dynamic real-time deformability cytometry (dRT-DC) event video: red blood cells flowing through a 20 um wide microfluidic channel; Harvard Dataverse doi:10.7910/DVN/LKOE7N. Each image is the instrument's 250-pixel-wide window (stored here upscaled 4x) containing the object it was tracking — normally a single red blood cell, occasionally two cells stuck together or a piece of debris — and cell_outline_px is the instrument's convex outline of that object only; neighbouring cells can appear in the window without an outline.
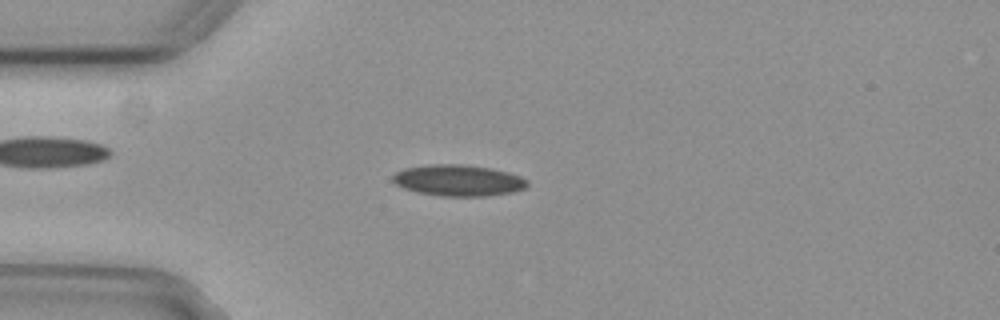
{"species": "common noctule bat (a hibernating species)", "species_latin": "Nyctalus noctula", "temperature_condition": "cold", "stored_images_in_passage": 55, "camera_frame_rate_fps": 3000, "um_per_image_px": 0.085, "animal": {"sex": "female", "body_mass_g": 29.2, "forearm_length_mm": 56.3}, "frame": {"image": 1, "passage_image": 14, "time_ms": 4.333, "image_size_px": [1000, 320], "cell_outline_px": [[528, 184], [524, 188], [512, 192], [488, 196], [440, 196], [416, 192], [404, 188], [396, 184], [392, 180], [392, 176], [396, 172], [404, 168], [428, 164], [464, 164], [492, 168], [508, 172], [520, 176], [528, 180]], "centroid_in_image_um": [38.95, 15.33], "position_along_channel_um": 46.1, "area_um2": 24.68}}
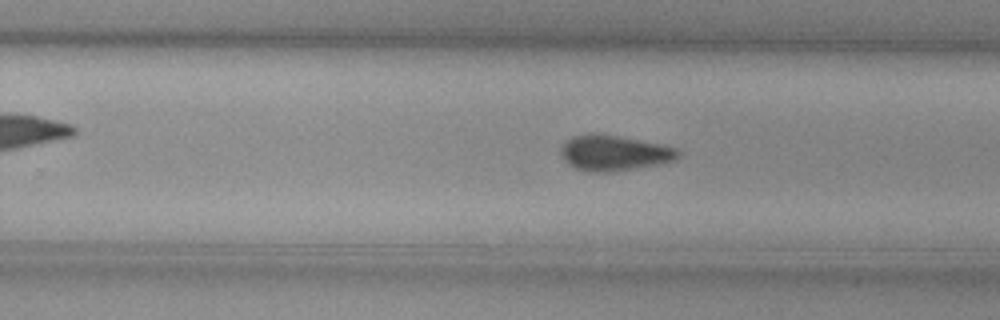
{"frame": {"image": 2, "passage_image": 34, "time_ms": 11.0, "image_size_px": [1000, 320], "cell_outline_px": [[680, 156], [676, 160], [660, 164], [616, 172], [584, 172], [568, 164], [564, 160], [560, 152], [560, 148], [564, 140], [572, 136], [588, 132], [592, 132], [616, 136], [660, 144], [676, 148], [680, 152]], "centroid_in_image_um": [52.15, 13.01], "position_along_channel_um": 277.6, "area_um2": 24.68}}
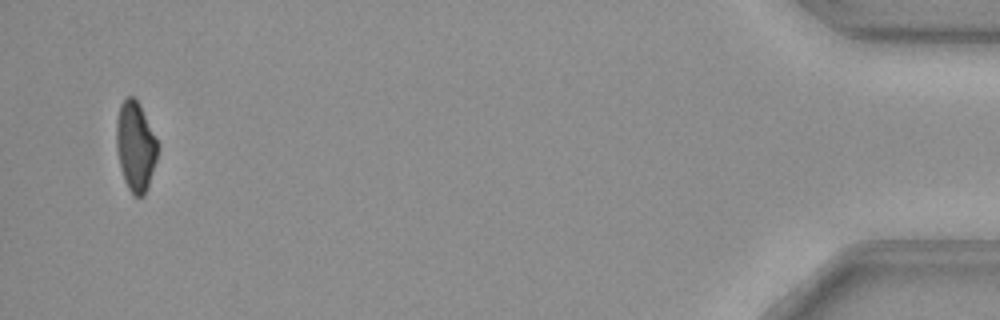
{"frame": {"image": 3, "passage_image": 53, "time_ms": 17.333, "image_size_px": [1000, 320], "cell_outline_px": [[156, 160], [144, 196], [132, 196], [124, 180], [120, 168], [116, 148], [116, 120], [120, 104], [128, 96], [132, 96], [140, 104], [156, 140]], "centroid_in_image_um": [11.47, 12.44], "position_along_channel_um": 423.7, "area_um2": 21.21}, "authors_computed_cell_mechanics": {"area_um2": 23.4668, "velocity_mm_per_s": 3.7287, "shape_relaxation_time_tau1_ms": 5.1374, "shape_relaxation_time_tau2_ms": 6.3744, "deformation_change_tau1": 0.1329, "deformation_change_tau2": 0.1144}}